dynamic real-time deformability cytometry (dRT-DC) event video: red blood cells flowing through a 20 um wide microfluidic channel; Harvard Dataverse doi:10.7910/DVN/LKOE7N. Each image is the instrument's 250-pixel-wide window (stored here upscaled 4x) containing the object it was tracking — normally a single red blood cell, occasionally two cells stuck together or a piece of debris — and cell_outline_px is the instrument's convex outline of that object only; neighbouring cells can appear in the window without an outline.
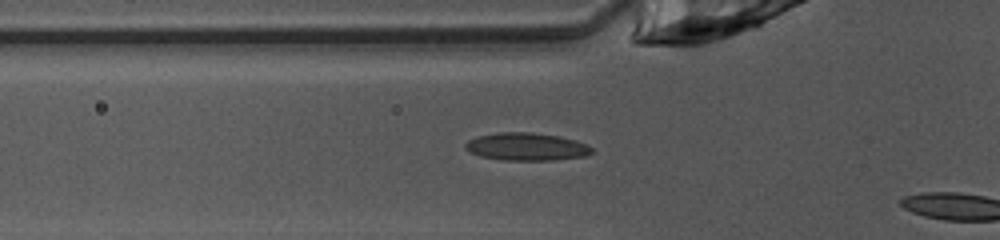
{"species": "common noctule bat (a hibernating species)", "species_latin": "Nyctalus noctula", "temperature_condition": "warm", "stored_images_in_passage": 10, "camera_frame_rate_fps": 3000, "um_per_image_px": 0.085, "animal": {"sex": "female", "body_mass_g": 10.0, "forearm_length_mm": 53.1}, "frame": {"image": 1, "passage_image": 5, "time_ms": 1.333, "image_size_px": [1000, 240], "cell_outline_px": [[592, 152], [588, 156], [552, 160], [504, 160], [480, 156], [468, 152], [464, 148], [464, 144], [468, 140], [476, 136], [500, 132], [532, 132], [560, 136], [576, 140], [588, 144], [592, 148]], "centroid_in_image_um": [44.75, 12.46], "position_along_channel_um": 81.1, "area_um2": 20.69}}
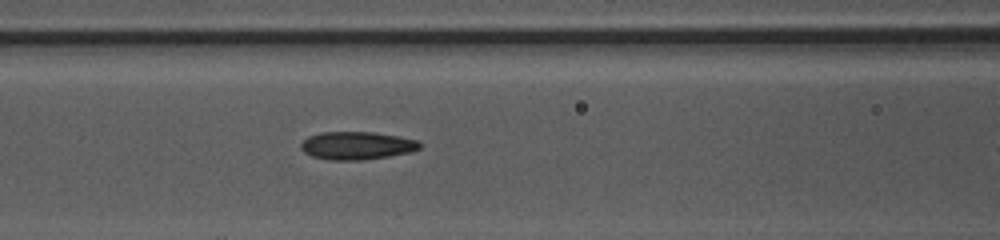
{"frame": {"image": 2, "passage_image": 9, "time_ms": 2.667, "image_size_px": [1000, 240], "cell_outline_px": [[424, 144], [420, 148], [408, 152], [388, 156], [360, 160], [332, 160], [312, 156], [304, 152], [300, 148], [300, 144], [308, 136], [320, 132], [372, 132], [396, 136], [416, 140]], "centroid_in_image_um": [30.3, 12.37], "position_along_channel_um": 136.3, "area_um2": 19.19}}